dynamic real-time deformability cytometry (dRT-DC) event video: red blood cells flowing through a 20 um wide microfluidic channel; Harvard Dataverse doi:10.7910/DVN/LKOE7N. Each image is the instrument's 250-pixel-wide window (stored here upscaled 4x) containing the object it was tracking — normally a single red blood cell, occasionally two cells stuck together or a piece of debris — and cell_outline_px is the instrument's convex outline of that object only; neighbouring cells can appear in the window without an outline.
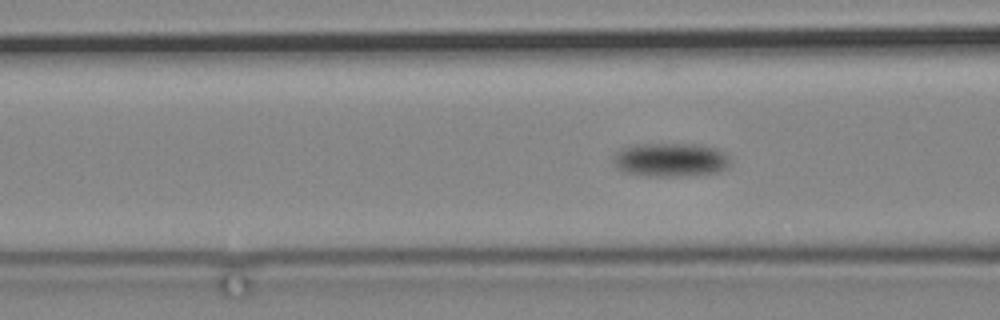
{"species": "common noctule bat (a hibernating species)", "species_latin": "Nyctalus noctula", "temperature_condition": "cold", "stored_images_in_passage": 100, "camera_frame_rate_fps": 3000, "um_per_image_px": 0.085, "animal": {"sex": "male", "body_mass_g": 19.2, "forearm_length_mm": 51.8}, "frame": {"image": 1, "passage_image": 51, "time_ms": 16.667, "image_size_px": [1000, 320], "cell_outline_px": [[732, 164], [728, 168], [716, 172], [680, 176], [648, 176], [624, 172], [616, 168], [612, 164], [612, 156], [616, 152], [624, 148], [636, 144], [696, 144], [716, 148], [724, 152], [728, 156]], "centroid_in_image_um": [56.98, 13.58], "position_along_channel_um": 109.6, "area_um2": 23.24}}
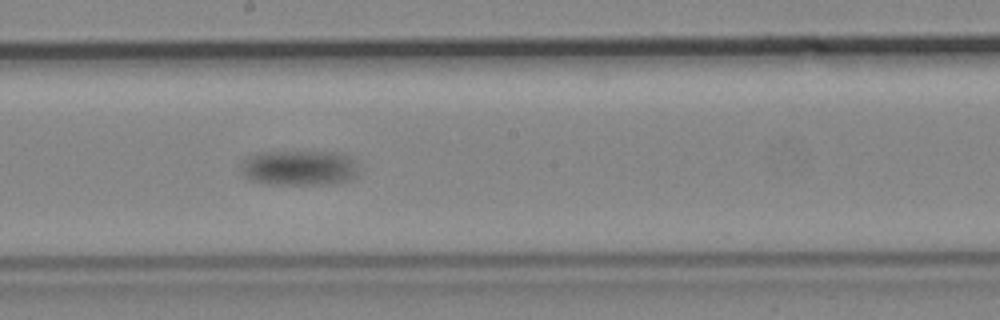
{"frame": {"image": 2, "passage_image": 64, "time_ms": 21.0, "image_size_px": [1000, 320], "cell_outline_px": [[356, 172], [348, 180], [332, 184], [268, 184], [252, 180], [244, 176], [240, 172], [240, 164], [248, 156], [256, 152], [340, 152], [348, 156], [356, 164]], "centroid_in_image_um": [25.36, 14.26], "position_along_channel_um": 222.8, "area_um2": 24.1}}
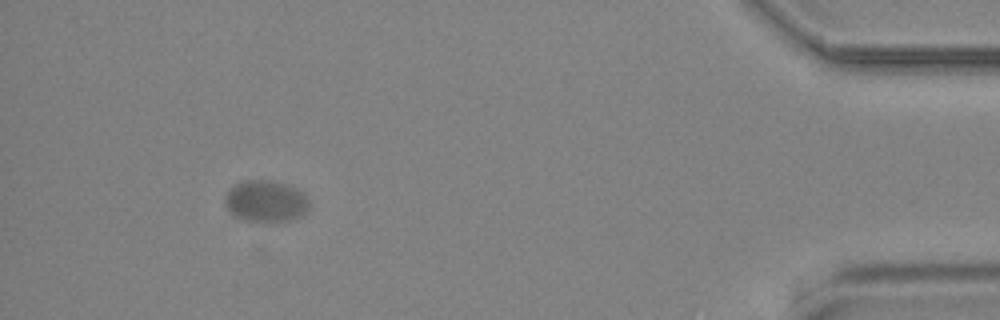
{"frame": {"image": 3, "passage_image": 93, "time_ms": 30.667, "image_size_px": [1000, 320], "cell_outline_px": [[308, 208], [300, 216], [288, 220], [244, 220], [232, 216], [224, 204], [224, 196], [236, 184], [244, 180], [276, 180], [288, 184], [304, 192], [308, 200]], "centroid_in_image_um": [22.57, 17.07], "position_along_channel_um": 412.6, "area_um2": 20.35}}